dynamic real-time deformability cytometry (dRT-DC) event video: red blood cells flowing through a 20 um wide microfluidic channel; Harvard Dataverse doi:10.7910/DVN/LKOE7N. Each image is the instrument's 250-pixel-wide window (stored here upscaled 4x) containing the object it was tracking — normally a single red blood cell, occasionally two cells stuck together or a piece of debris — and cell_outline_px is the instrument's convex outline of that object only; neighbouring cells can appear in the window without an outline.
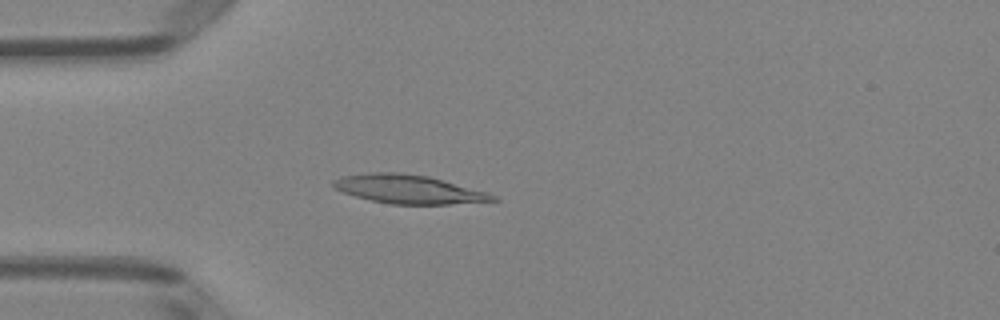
{"species": "Egyptian fruit bat (a non-hibernating species)", "species_latin": "Rousettus aegyptiacus", "temperature_condition": "room temperature", "stored_images_in_passage": 50, "camera_frame_rate_fps": 3000, "um_per_image_px": 0.085, "animal": {"sex": "female"}, "frame": {"image": 1, "passage_image": 14, "time_ms": 4.333, "image_size_px": [1000, 320], "cell_outline_px": [[500, 200], [448, 204], [392, 204], [372, 200], [356, 196], [344, 192], [336, 188], [332, 184], [332, 180], [340, 176], [368, 172], [400, 172], [428, 176], [488, 192], [496, 196]], "centroid_in_image_um": [34.72, 16.07], "position_along_channel_um": 50.3, "area_um2": 26.53}}
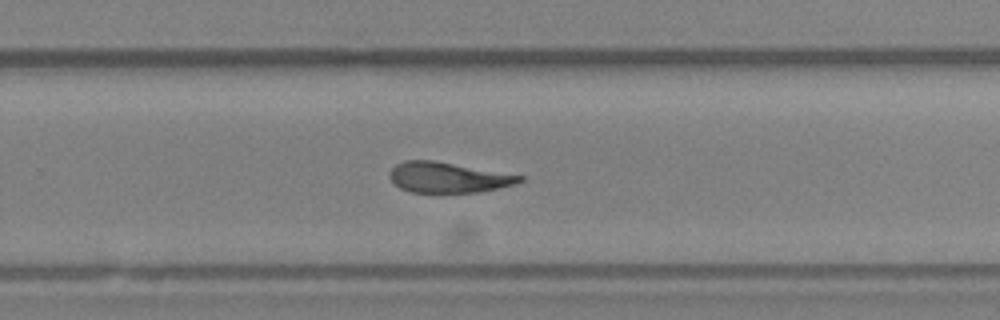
{"frame": {"image": 2, "passage_image": 33, "time_ms": 10.667, "image_size_px": [1000, 320], "cell_outline_px": [[524, 180], [516, 184], [476, 192], [412, 192], [400, 188], [388, 176], [388, 172], [396, 164], [404, 160], [432, 160], [524, 176]], "centroid_in_image_um": [38.05, 15.07], "position_along_channel_um": 291.7, "area_um2": 22.77}}
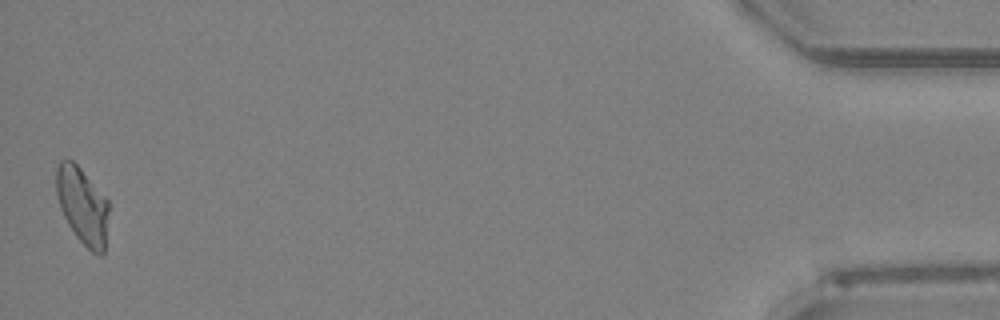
{"frame": {"image": 3, "passage_image": 50, "time_ms": 16.333, "image_size_px": [1000, 320], "cell_outline_px": [[108, 212], [104, 256], [100, 256], [92, 252], [76, 236], [68, 224], [60, 208], [56, 196], [56, 168], [60, 160], [72, 160], [80, 168], [108, 200]], "centroid_in_image_um": [7.0, 17.5], "position_along_channel_um": 428.2, "area_um2": 23.35}, "authors_computed_cell_mechanics": {"area_um2": 24.6517, "velocity_mm_per_s": 4.0142, "shape_relaxation_time_tau1_ms": 6.0803, "shape_relaxation_time_tau2_ms": 3.8968, "deformation_change_tau1": 0.2089, "deformation_change_tau2": 0.1381}}